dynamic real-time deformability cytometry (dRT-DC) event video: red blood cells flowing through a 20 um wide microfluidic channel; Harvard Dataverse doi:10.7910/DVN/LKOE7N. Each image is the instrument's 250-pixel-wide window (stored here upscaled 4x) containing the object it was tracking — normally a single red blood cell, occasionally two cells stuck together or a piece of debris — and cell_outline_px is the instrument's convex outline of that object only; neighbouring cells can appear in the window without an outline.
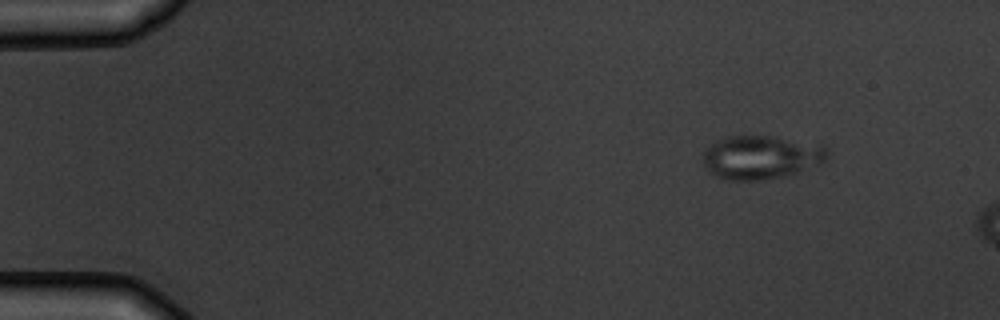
{"species": "common noctule bat (a hibernating species)", "species_latin": "Nyctalus noctula", "temperature_condition": "warm", "stored_images_in_passage": 3, "camera_frame_rate_fps": 3000, "um_per_image_px": 0.085, "animal": {"sex": "male", "body_mass_g": 19.5, "forearm_length_mm": 54.6}, "frame": {"image": 1, "passage_image": 1, "time_ms": 0.0, "image_size_px": [1000, 320], "cell_outline_px": [[828, 156], [820, 164], [796, 176], [760, 180], [724, 180], [708, 172], [700, 156], [704, 148], [716, 140], [724, 136], [776, 136], [824, 144], [828, 148]], "centroid_in_image_um": [64.71, 13.37], "position_along_channel_um": 20.3, "area_um2": 32.95}}